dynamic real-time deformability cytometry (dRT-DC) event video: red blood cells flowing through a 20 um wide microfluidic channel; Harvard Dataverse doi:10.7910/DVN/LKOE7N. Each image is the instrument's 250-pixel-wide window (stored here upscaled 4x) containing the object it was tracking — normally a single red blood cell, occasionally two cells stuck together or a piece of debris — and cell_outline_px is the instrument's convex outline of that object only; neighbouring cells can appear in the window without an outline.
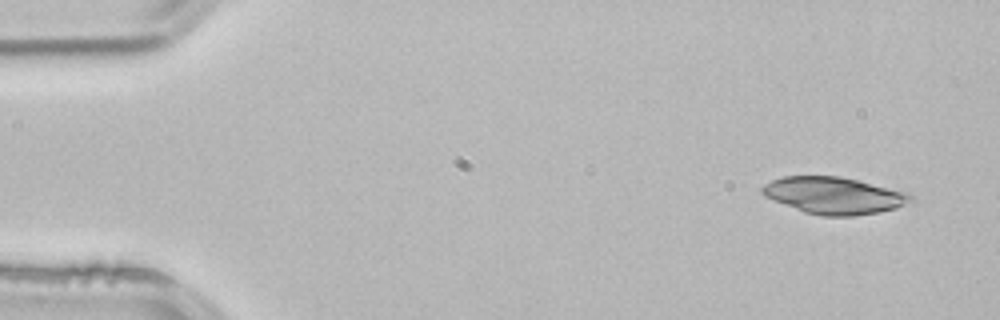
{"species": "common noctule bat (a hibernating species)", "species_latin": "Nyctalus noctula", "temperature_condition": "room temperature", "stored_images_in_passage": 4, "segment_of_instrument_passage": [1, 2], "camera_frame_rate_fps": 3000, "um_per_image_px": 0.085, "animal": {"sex": "male", "body_mass_g": 21.5, "forearm_length_mm": 52.0}, "frame": {"image": 1, "passage_image": 1, "time_ms": 0.0, "image_size_px": [1000, 320], "cell_outline_px": [[916, 200], [896, 208], [880, 212], [852, 216], [820, 216], [804, 212], [764, 196], [760, 192], [760, 188], [764, 184], [772, 180], [784, 176], [840, 176], [908, 192], [916, 196]], "centroid_in_image_um": [70.92, 16.62], "position_along_channel_um": 14.1, "area_um2": 32.14}}